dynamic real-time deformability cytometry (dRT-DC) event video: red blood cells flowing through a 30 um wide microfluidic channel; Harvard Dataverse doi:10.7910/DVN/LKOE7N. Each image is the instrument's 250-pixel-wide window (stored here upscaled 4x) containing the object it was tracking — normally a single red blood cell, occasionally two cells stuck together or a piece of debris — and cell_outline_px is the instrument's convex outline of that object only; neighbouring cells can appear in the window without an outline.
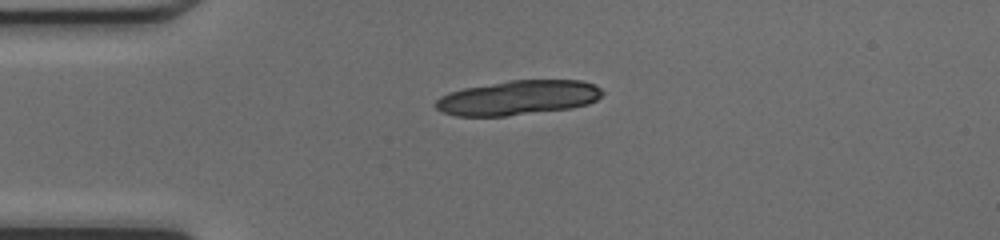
{"species": "common noctule bat (a hibernating species)", "species_latin": "Nyctalus noctula", "temperature_condition": "cold", "stored_images_in_passage": 8, "camera_frame_rate_fps": 3000, "um_per_image_px": 0.085, "animal": {"sex": "female", "body_mass_g": 17.0, "forearm_length_mm": 48.0}, "frame": {"image": 1, "passage_image": 1, "time_ms": 0.0, "image_size_px": [1000, 240], "cell_outline_px": [[604, 92], [596, 100], [588, 104], [572, 108], [508, 116], [456, 116], [444, 112], [436, 108], [432, 104], [440, 96], [448, 92], [464, 88], [508, 80], [580, 80], [596, 84]], "centroid_in_image_um": [44.03, 8.3], "position_along_channel_um": 41.0, "area_um2": 33.87}}